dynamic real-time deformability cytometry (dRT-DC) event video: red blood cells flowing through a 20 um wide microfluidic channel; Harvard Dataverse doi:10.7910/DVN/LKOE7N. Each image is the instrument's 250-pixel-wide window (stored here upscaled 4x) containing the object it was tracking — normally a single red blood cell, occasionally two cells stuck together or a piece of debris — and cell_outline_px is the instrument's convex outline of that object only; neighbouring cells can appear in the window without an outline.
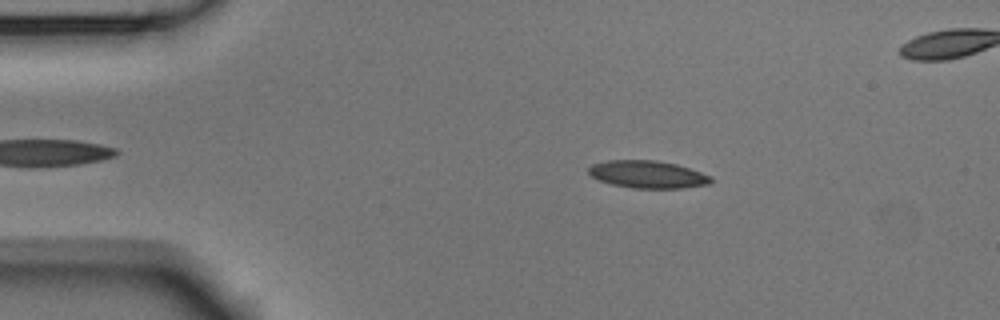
{"species": "Egyptian fruit bat (a non-hibernating species)", "species_latin": "Rousettus aegyptiacus", "temperature_condition": "room temperature", "stored_images_in_passage": 46, "camera_frame_rate_fps": 3000, "um_per_image_px": 0.085, "animal": {"sex": "male"}, "frame": {"image": 1, "passage_image": 9, "time_ms": 2.667, "image_size_px": [1000, 320], "cell_outline_px": [[712, 184], [684, 188], [632, 188], [612, 184], [600, 180], [592, 176], [588, 172], [588, 168], [592, 164], [608, 160], [656, 160], [676, 164], [712, 176]], "centroid_in_image_um": [55.08, 14.82], "position_along_channel_um": 29.9, "area_um2": 19.59}}
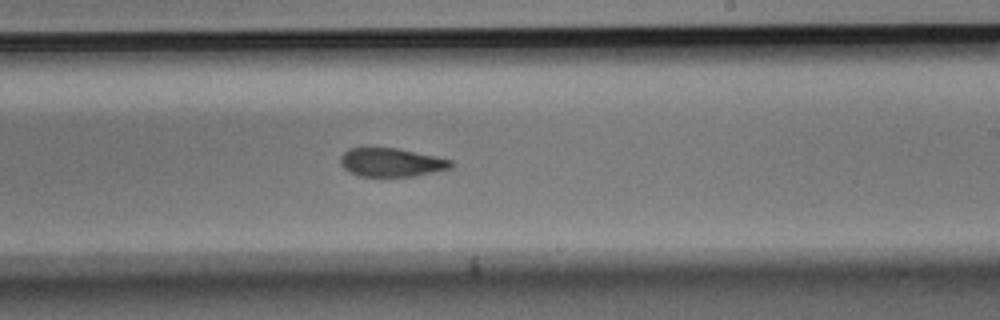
{"frame": {"image": 2, "passage_image": 31, "time_ms": 10.0, "image_size_px": [1000, 320], "cell_outline_px": [[456, 164], [452, 168], [416, 176], [360, 176], [348, 172], [340, 164], [340, 156], [348, 148], [396, 148], [436, 156], [452, 160]], "centroid_in_image_um": [33.29, 13.81], "position_along_channel_um": 255.7, "area_um2": 18.55}}
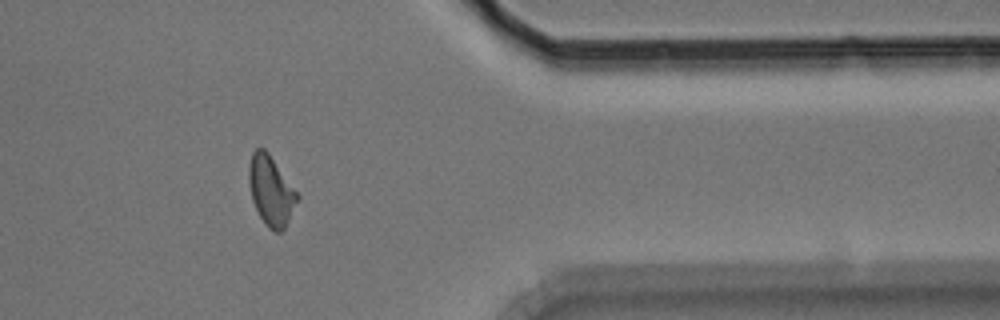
{"frame": {"image": 3, "passage_image": 43, "time_ms": 14.0, "image_size_px": [1000, 320], "cell_outline_px": [[300, 200], [284, 228], [280, 232], [276, 232], [268, 228], [264, 224], [252, 200], [248, 180], [248, 164], [252, 152], [256, 148], [264, 148], [268, 152], [300, 196]], "centroid_in_image_um": [23.03, 16.21], "position_along_channel_um": 388.4, "area_um2": 19.77}, "authors_computed_cell_mechanics": {"area_um2": 19.5942, "velocity_mm_per_s": 3.7553, "shape_relaxation_time_tau1_ms": 6.141, "shape_relaxation_time_tau2_ms": 2.8296, "deformation_change_tau1": 0.1718, "deformation_change_tau2": 0.0951}}